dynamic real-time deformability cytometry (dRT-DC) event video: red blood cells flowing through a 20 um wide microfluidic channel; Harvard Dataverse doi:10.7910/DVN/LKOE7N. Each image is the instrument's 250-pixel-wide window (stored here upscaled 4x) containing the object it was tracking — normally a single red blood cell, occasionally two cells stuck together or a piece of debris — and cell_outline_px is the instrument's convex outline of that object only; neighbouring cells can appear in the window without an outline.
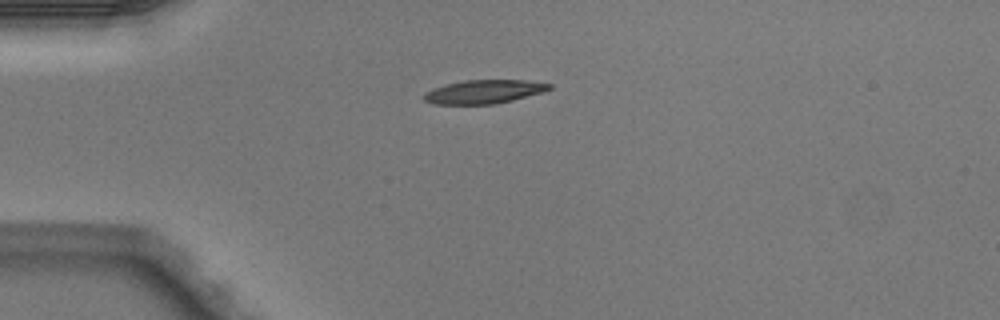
{"species": "Egyptian fruit bat (a non-hibernating species)", "species_latin": "Rousettus aegyptiacus", "temperature_condition": "warm", "stored_images_in_passage": 3, "camera_frame_rate_fps": 3000, "um_per_image_px": 0.085, "animal": {"sex": "male"}, "frame": {"image": 1, "passage_image": 1, "time_ms": 0.0, "image_size_px": [1000, 320], "cell_outline_px": [[552, 88], [540, 92], [512, 100], [496, 104], [432, 104], [424, 100], [424, 96], [432, 88], [464, 80], [528, 80], [552, 84]], "centroid_in_image_um": [41.14, 7.79], "position_along_channel_um": 43.9, "area_um2": 17.05}}